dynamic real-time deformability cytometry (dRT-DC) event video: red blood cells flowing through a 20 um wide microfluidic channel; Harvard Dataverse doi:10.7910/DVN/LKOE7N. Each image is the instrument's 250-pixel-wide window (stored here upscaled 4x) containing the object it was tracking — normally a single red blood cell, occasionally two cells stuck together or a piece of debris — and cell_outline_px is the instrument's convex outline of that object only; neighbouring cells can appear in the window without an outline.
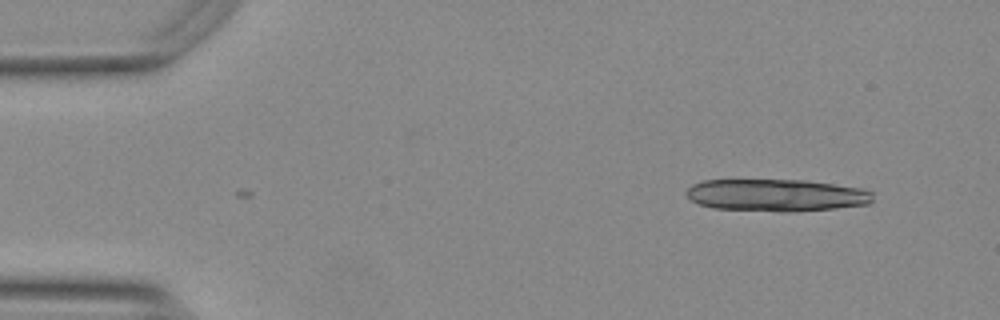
{"species": "Egyptian fruit bat (a non-hibernating species)", "species_latin": "Rousettus aegyptiacus", "temperature_condition": "warm", "stored_images_in_passage": 2, "camera_frame_rate_fps": 3000, "um_per_image_px": 0.085, "animal": {"sex": "female"}, "frame": {"image": 1, "passage_image": 1, "time_ms": 0.0, "image_size_px": [1000, 320], "cell_outline_px": [[872, 200], [868, 204], [836, 208], [796, 212], [780, 212], [712, 208], [696, 204], [684, 192], [692, 184], [704, 180], [804, 180], [864, 188], [872, 192]], "centroid_in_image_um": [65.97, 16.6], "position_along_channel_um": 19.0, "area_um2": 35.37}}